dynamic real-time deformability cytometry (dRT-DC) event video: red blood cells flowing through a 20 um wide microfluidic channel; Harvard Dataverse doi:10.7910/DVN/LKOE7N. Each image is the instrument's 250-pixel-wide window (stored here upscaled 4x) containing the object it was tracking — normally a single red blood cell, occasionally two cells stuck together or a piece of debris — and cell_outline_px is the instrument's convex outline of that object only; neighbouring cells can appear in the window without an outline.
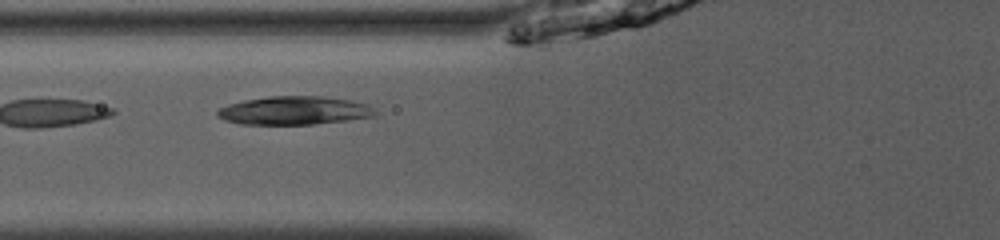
{"species": "common noctule bat (a hibernating species)", "species_latin": "Nyctalus noctula", "temperature_condition": "room temperature", "stored_images_in_passage": 51, "camera_frame_rate_fps": 3000, "um_per_image_px": 0.085, "animal": {"sex": "male", "body_mass_g": 13.0, "forearm_length_mm": 53.1}, "frame": {"image": 1, "passage_image": 21, "time_ms": 6.667, "image_size_px": [1000, 240], "cell_outline_px": [[376, 116], [312, 124], [240, 124], [224, 120], [216, 116], [216, 108], [228, 104], [244, 100], [268, 96], [324, 96], [348, 100], [368, 104], [376, 108]], "centroid_in_image_um": [24.97, 9.39], "position_along_channel_um": 100.8, "area_um2": 26.24}}
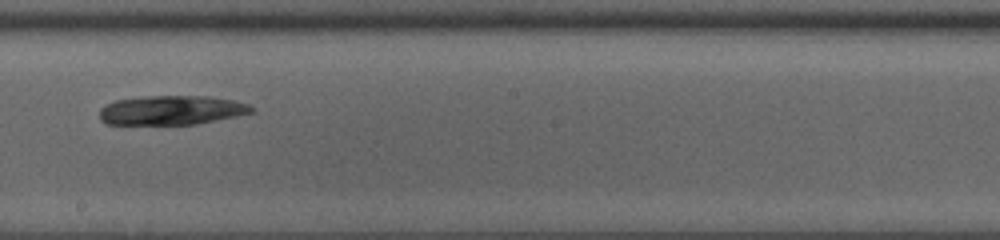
{"frame": {"image": 2, "passage_image": 31, "time_ms": 10.0, "image_size_px": [1000, 240], "cell_outline_px": [[256, 112], [196, 124], [104, 124], [100, 120], [100, 108], [104, 104], [116, 100], [140, 96], [208, 96], [232, 100], [248, 104], [256, 108]], "centroid_in_image_um": [14.57, 9.36], "position_along_channel_um": 233.6, "area_um2": 26.13}}
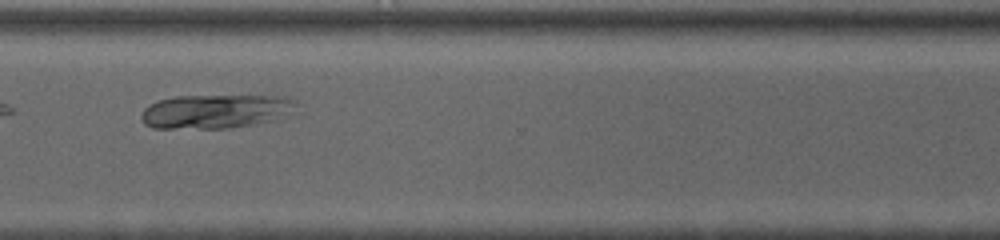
{"frame": {"image": 3, "passage_image": 40, "time_ms": 13.0, "image_size_px": [1000, 240], "cell_outline_px": [[296, 104], [272, 120], [252, 124], [228, 128], [152, 128], [144, 124], [140, 116], [144, 108], [160, 100], [176, 96], [280, 96], [296, 100]], "centroid_in_image_um": [18.19, 9.46], "position_along_channel_um": 352.4, "area_um2": 29.88}}